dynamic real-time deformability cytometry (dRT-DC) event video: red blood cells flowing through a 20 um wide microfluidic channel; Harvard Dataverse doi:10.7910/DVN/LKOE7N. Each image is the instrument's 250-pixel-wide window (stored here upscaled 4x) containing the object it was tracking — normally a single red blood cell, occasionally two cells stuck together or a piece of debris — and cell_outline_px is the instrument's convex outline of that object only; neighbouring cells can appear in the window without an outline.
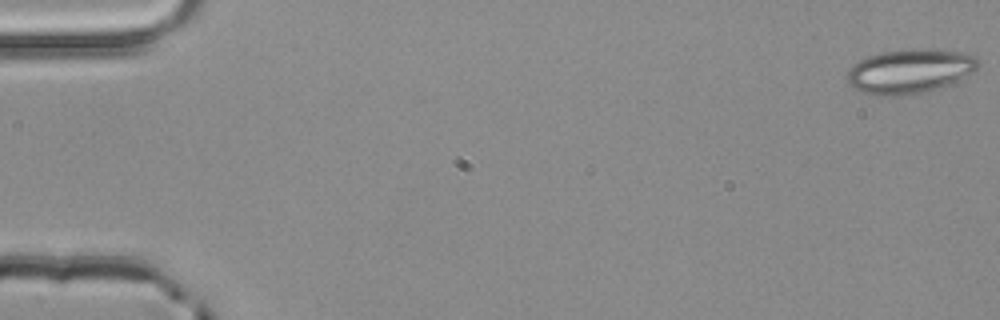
{"species": "common noctule bat (a hibernating species)", "species_latin": "Nyctalus noctula", "temperature_condition": "room temperature", "stored_images_in_passage": 5, "segment_of_instrument_passage": [1, 2], "camera_frame_rate_fps": 3000, "um_per_image_px": 0.085, "animal": {"sex": "male", "body_mass_g": 20.4}, "frame": {"image": 1, "passage_image": 1, "time_ms": 0.0, "image_size_px": [1000, 320], "cell_outline_px": [[980, 64], [972, 72], [956, 80], [920, 92], [884, 96], [860, 92], [852, 88], [848, 84], [848, 72], [852, 64], [868, 56], [884, 52], [912, 48], [928, 48], [960, 52], [976, 56], [980, 60]], "centroid_in_image_um": [77.29, 6.01], "position_along_channel_um": 7.7, "area_um2": 33.23}}